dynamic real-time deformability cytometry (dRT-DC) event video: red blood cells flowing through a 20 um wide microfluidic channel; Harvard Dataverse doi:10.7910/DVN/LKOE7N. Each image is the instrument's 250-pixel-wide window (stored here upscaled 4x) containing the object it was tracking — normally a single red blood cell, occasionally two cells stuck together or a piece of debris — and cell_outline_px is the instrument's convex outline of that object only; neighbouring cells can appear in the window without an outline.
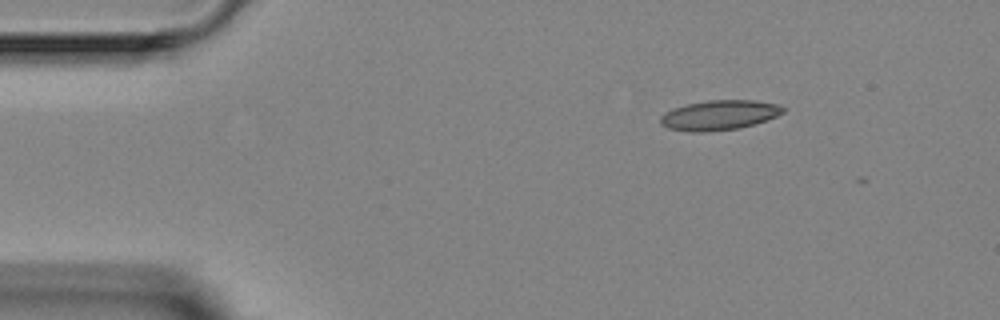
{"species": "Egyptian fruit bat (a non-hibernating species)", "species_latin": "Rousettus aegyptiacus", "temperature_condition": "room temperature", "stored_images_in_passage": 3, "camera_frame_rate_fps": 3000, "um_per_image_px": 0.085, "animal": {"sex": "female"}, "frame": {"image": 1, "passage_image": 1, "time_ms": 0.0, "image_size_px": [1000, 320], "cell_outline_px": [[784, 112], [776, 116], [752, 124], [736, 128], [704, 132], [692, 132], [668, 128], [660, 124], [660, 116], [664, 112], [672, 108], [688, 104], [708, 100], [752, 100], [780, 104], [784, 108]], "centroid_in_image_um": [61.09, 9.77], "position_along_channel_um": 23.9, "area_um2": 21.15}}